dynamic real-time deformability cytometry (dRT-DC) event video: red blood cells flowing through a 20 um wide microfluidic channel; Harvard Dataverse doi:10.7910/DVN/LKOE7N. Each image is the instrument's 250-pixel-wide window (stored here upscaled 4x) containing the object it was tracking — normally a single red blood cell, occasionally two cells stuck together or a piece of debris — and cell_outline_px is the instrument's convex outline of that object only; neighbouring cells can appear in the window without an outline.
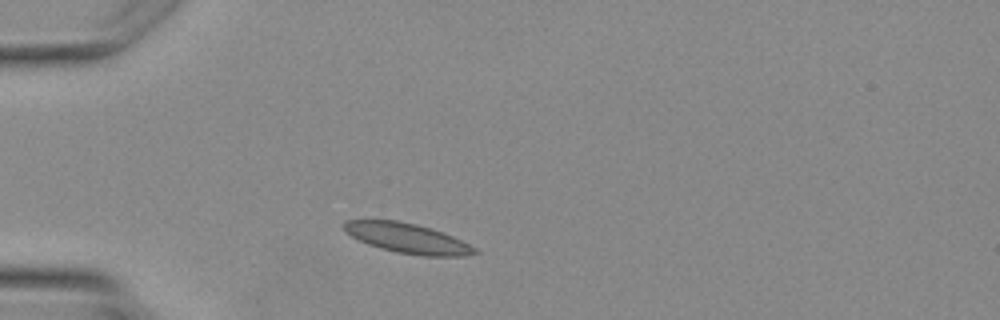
{"species": "Egyptian fruit bat (a non-hibernating species)", "species_latin": "Rousettus aegyptiacus", "temperature_condition": "warm", "stored_images_in_passage": 1, "camera_frame_rate_fps": 3000, "um_per_image_px": 0.085, "animal": {"sex": "female"}, "frame": {"image": 1, "passage_image": 1, "time_ms": 0.0, "image_size_px": [1000, 320], "cell_outline_px": [[480, 252], [464, 256], [424, 256], [396, 252], [380, 248], [368, 244], [344, 232], [344, 220], [396, 220], [416, 224], [432, 228], [452, 236], [476, 248]], "centroid_in_image_um": [34.63, 20.25], "position_along_channel_um": 50.4, "area_um2": 22.66}}